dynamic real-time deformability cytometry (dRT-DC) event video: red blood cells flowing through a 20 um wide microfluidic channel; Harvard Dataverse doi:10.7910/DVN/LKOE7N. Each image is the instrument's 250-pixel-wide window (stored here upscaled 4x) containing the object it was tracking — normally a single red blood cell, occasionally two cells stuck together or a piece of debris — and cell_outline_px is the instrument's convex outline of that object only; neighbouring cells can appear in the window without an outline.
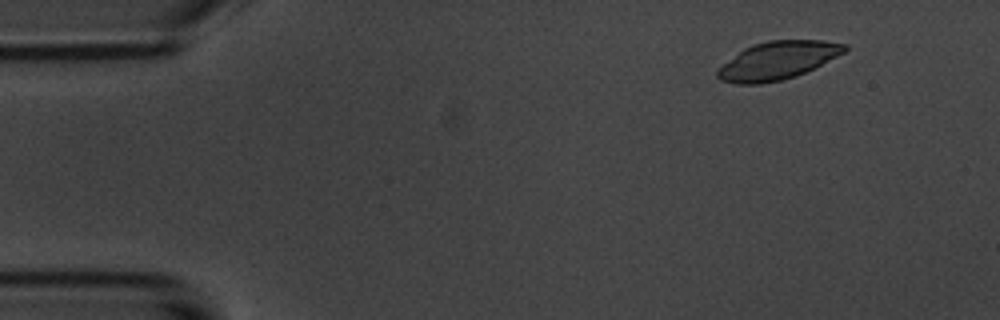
{"species": "common noctule bat (a hibernating species)", "species_latin": "Nyctalus noctula", "temperature_condition": "room temperature", "stored_images_in_passage": 54, "camera_frame_rate_fps": 3000, "um_per_image_px": 0.085, "animal": {"sex": "male", "body_mass_g": 20.1, "forearm_length_mm": 53.5}, "frame": {"image": 1, "passage_image": 6, "time_ms": 1.667, "image_size_px": [1000, 320], "cell_outline_px": [[848, 48], [844, 52], [796, 76], [780, 80], [760, 84], [736, 84], [720, 80], [716, 76], [716, 72], [724, 64], [744, 48], [752, 44], [768, 40], [824, 40], [848, 44]], "centroid_in_image_um": [66.09, 5.13], "position_along_channel_um": 18.9, "area_um2": 27.8}}